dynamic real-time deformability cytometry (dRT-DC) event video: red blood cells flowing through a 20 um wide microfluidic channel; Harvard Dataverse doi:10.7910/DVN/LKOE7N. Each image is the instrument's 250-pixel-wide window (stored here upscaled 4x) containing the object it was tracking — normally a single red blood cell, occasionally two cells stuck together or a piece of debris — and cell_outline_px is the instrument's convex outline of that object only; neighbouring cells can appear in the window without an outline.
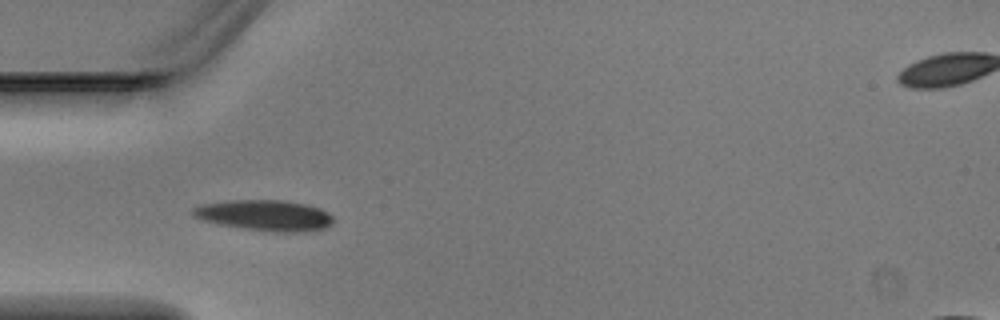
{"species": "Egyptian fruit bat (a non-hibernating species)", "species_latin": "Rousettus aegyptiacus", "temperature_condition": "warm", "stored_images_in_passage": 5, "camera_frame_rate_fps": 3000, "um_per_image_px": 0.085, "animal": {"sex": "male"}, "frame": {"image": 1, "passage_image": 4, "time_ms": 1.0, "image_size_px": [1000, 320], "cell_outline_px": [[336, 220], [332, 224], [324, 228], [300, 232], [276, 232], [244, 228], [220, 224], [200, 220], [192, 216], [192, 208], [200, 204], [228, 200], [280, 200], [308, 204], [320, 208], [328, 212]], "centroid_in_image_um": [22.51, 18.3], "position_along_channel_um": 62.5, "area_um2": 25.37}}
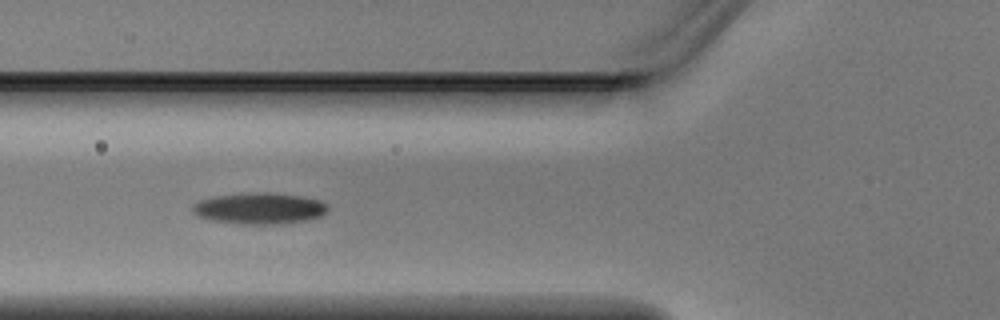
{"frame": {"image": 2, "passage_image": 5, "time_ms": 1.333, "image_size_px": [1000, 320], "cell_outline_px": [[328, 208], [320, 216], [304, 220], [276, 224], [248, 224], [212, 220], [200, 216], [192, 212], [192, 204], [200, 200], [212, 196], [256, 192], [268, 192], [300, 196], [320, 200], [328, 204]], "centroid_in_image_um": [22.03, 17.7], "position_along_channel_um": 103.8, "area_um2": 24.39}}